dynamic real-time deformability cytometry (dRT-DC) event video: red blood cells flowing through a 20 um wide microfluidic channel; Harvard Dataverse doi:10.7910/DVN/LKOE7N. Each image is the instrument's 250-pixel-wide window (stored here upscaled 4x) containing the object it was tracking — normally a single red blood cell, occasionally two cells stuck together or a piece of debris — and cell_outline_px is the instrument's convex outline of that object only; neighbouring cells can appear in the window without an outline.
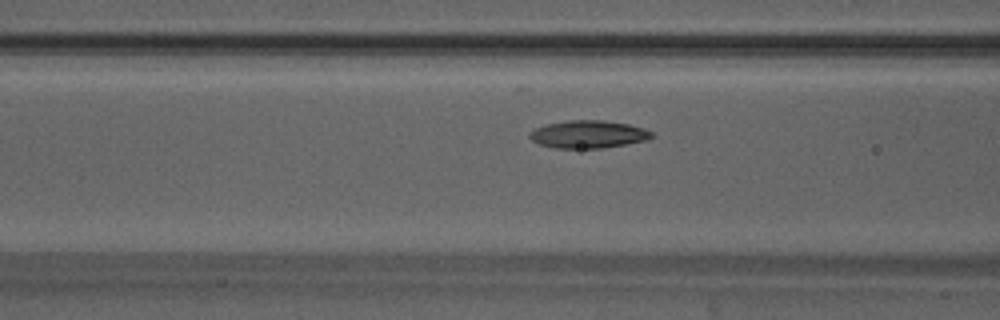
{"species": "Egyptian fruit bat (a non-hibernating species)", "species_latin": "Rousettus aegyptiacus", "temperature_condition": "warm", "stored_images_in_passage": 13, "camera_frame_rate_fps": 3000, "um_per_image_px": 0.085, "animal": {"sex": "male"}, "frame": {"image": 1, "passage_image": 12, "time_ms": 3.667, "image_size_px": [1000, 320], "cell_outline_px": [[656, 136], [648, 140], [600, 148], [556, 148], [540, 144], [532, 140], [528, 136], [528, 132], [544, 124], [568, 120], [604, 120], [628, 124], [644, 128], [652, 132]], "centroid_in_image_um": [50.0, 11.4], "position_along_channel_um": 116.6, "area_um2": 19.77}}